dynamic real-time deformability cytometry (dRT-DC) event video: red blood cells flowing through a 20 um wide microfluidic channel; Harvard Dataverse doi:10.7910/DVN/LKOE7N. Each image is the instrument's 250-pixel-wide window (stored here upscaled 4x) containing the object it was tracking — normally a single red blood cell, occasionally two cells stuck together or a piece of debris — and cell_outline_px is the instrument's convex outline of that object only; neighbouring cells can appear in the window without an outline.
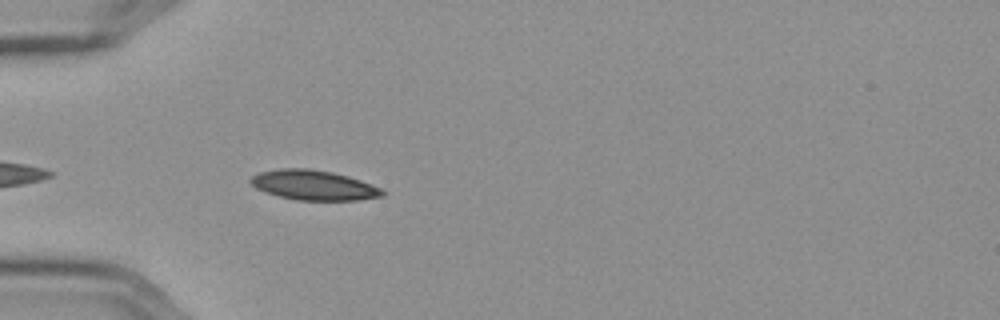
{"species": "Egyptian fruit bat (a non-hibernating species)", "species_latin": "Rousettus aegyptiacus", "temperature_condition": "cold", "stored_images_in_passage": 18, "camera_frame_rate_fps": 3000, "um_per_image_px": 0.085, "frame": {"image": 1, "passage_image": 3, "time_ms": 0.667, "image_size_px": [1000, 320], "cell_outline_px": [[388, 192], [384, 196], [356, 200], [296, 200], [280, 196], [256, 188], [248, 180], [252, 176], [260, 172], [280, 168], [308, 168], [332, 172], [348, 176], [372, 184]], "centroid_in_image_um": [26.69, 15.73], "position_along_channel_um": 58.3, "area_um2": 22.89}}
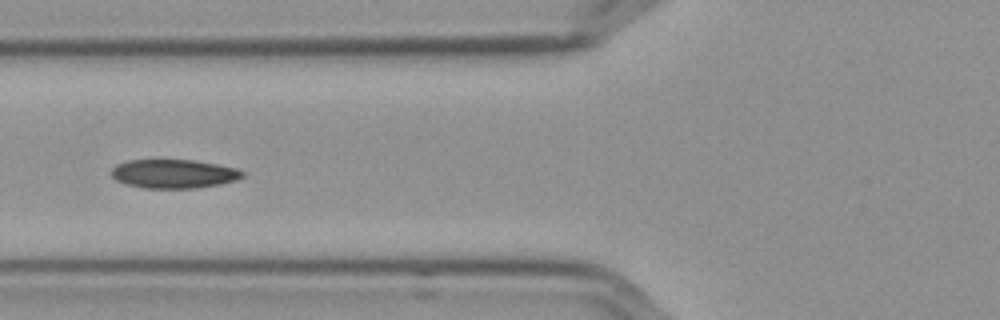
{"frame": {"image": 2, "passage_image": 8, "time_ms": 2.333, "image_size_px": [1000, 320], "cell_outline_px": [[244, 176], [236, 180], [220, 184], [196, 188], [144, 188], [128, 184], [116, 180], [112, 176], [112, 168], [116, 164], [128, 160], [192, 160], [216, 164], [236, 168], [244, 172]], "centroid_in_image_um": [14.77, 14.77], "position_along_channel_um": 111.0, "area_um2": 21.91}}